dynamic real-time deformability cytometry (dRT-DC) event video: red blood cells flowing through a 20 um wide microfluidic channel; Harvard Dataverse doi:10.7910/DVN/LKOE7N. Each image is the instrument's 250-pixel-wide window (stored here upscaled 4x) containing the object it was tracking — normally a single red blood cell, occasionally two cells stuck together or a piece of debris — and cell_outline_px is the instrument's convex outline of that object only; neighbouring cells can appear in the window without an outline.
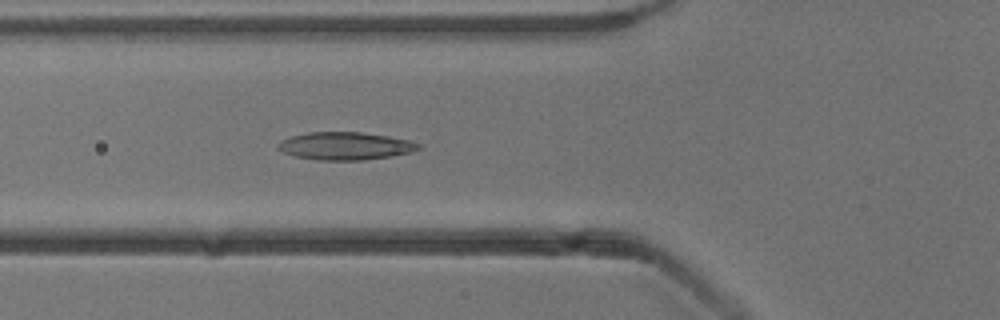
{"species": "common noctule bat (a hibernating species)", "species_latin": "Nyctalus noctula", "temperature_condition": "cold", "stored_images_in_passage": 22, "camera_frame_rate_fps": 3000, "um_per_image_px": 0.085, "animal": {"sex": "male", "body_mass_g": 13.3}, "frame": {"image": 1, "passage_image": 3, "time_ms": 0.667, "image_size_px": [1000, 320], "cell_outline_px": [[424, 144], [420, 148], [412, 152], [392, 156], [364, 160], [316, 160], [296, 156], [284, 152], [276, 148], [276, 144], [292, 136], [308, 132], [360, 132], [388, 136], [408, 140]], "centroid_in_image_um": [29.39, 12.41], "position_along_channel_um": 96.4, "area_um2": 22.72}}
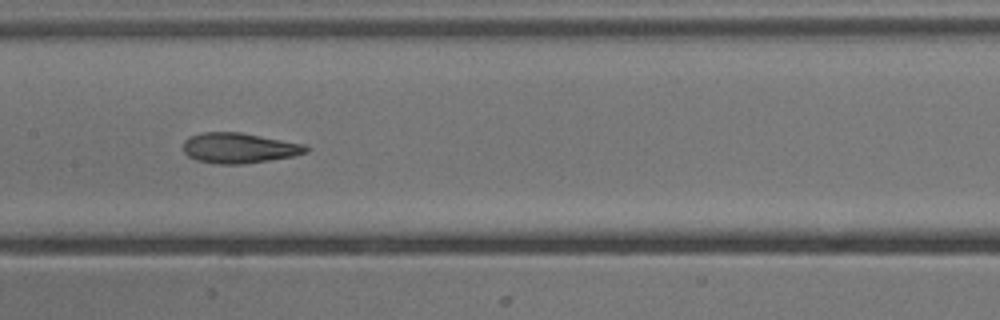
{"frame": {"image": 2, "passage_image": 10, "time_ms": 3.0, "image_size_px": [1000, 320], "cell_outline_px": [[308, 152], [292, 156], [244, 164], [216, 164], [196, 160], [188, 156], [184, 152], [184, 140], [188, 136], [204, 132], [240, 132], [304, 144], [308, 148]], "centroid_in_image_um": [20.28, 12.58], "position_along_channel_um": 187.1, "area_um2": 21.62}}
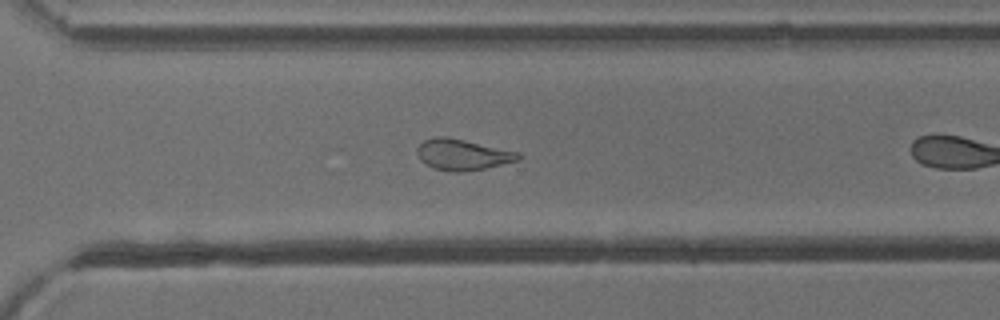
{"frame": {"image": 3, "passage_image": 18, "time_ms": 5.667, "image_size_px": [1000, 320], "cell_outline_px": [[520, 160], [484, 168], [460, 172], [452, 172], [432, 168], [424, 164], [420, 160], [416, 152], [416, 148], [424, 140], [436, 136], [444, 136], [464, 140], [520, 152]], "centroid_in_image_um": [39.28, 13.14], "position_along_channel_um": 331.3, "area_um2": 18.26}}